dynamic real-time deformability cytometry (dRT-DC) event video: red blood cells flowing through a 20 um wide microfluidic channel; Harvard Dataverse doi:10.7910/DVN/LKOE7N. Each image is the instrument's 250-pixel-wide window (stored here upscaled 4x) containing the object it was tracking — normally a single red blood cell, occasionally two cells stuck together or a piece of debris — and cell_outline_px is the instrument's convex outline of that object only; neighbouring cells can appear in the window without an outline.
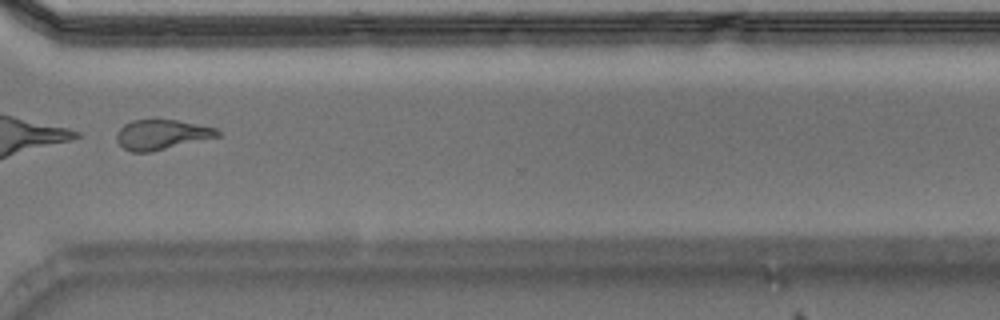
{"species": "Egyptian fruit bat (a non-hibernating species)", "species_latin": "Rousettus aegyptiacus", "temperature_condition": "warm", "stored_images_in_passage": 33, "camera_frame_rate_fps": 3000, "um_per_image_px": 0.085, "animal": {"sex": "male"}, "frame": {"image": 1, "passage_image": 24, "time_ms": 7.667, "image_size_px": [1000, 320], "cell_outline_px": [[220, 136], [148, 152], [132, 152], [124, 148], [116, 140], [116, 132], [124, 124], [132, 120], [176, 120], [216, 128], [220, 132]], "centroid_in_image_um": [13.71, 11.43], "position_along_channel_um": 356.9, "area_um2": 17.28}}